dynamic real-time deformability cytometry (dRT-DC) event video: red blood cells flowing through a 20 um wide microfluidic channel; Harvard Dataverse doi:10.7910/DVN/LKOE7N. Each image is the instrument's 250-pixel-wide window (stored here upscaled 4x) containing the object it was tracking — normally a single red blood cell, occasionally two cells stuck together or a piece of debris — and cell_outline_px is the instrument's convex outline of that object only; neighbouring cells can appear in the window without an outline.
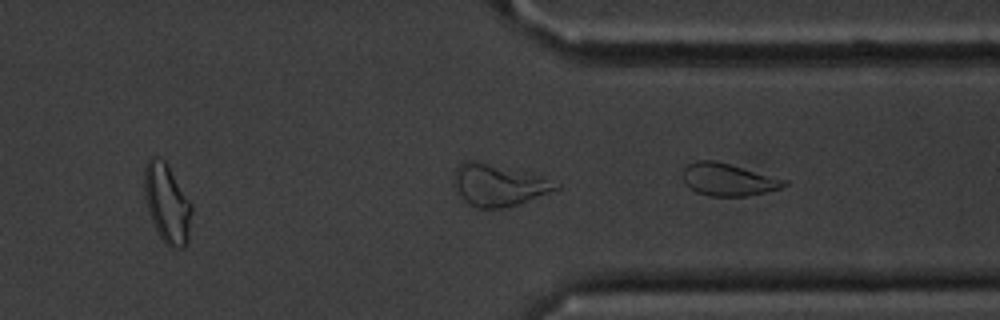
{"species": "common noctule bat (a hibernating species)", "species_latin": "Nyctalus noctula", "temperature_condition": "cold", "stored_images_in_passage": 27, "camera_frame_rate_fps": 3000, "um_per_image_px": 0.085, "animal": {"sex": "male", "body_mass_g": 20.1, "forearm_length_mm": 53.5}, "frame": {"image": 1, "passage_image": 27, "time_ms": 8.667, "image_size_px": [1000, 320], "cell_outline_px": [[788, 184], [780, 188], [764, 192], [744, 196], [708, 196], [696, 192], [688, 188], [684, 180], [684, 168], [688, 164], [696, 160], [712, 160], [728, 164], [788, 180]], "centroid_in_image_um": [61.87, 15.27], "position_along_channel_um": 349.5, "area_um2": 18.9}}